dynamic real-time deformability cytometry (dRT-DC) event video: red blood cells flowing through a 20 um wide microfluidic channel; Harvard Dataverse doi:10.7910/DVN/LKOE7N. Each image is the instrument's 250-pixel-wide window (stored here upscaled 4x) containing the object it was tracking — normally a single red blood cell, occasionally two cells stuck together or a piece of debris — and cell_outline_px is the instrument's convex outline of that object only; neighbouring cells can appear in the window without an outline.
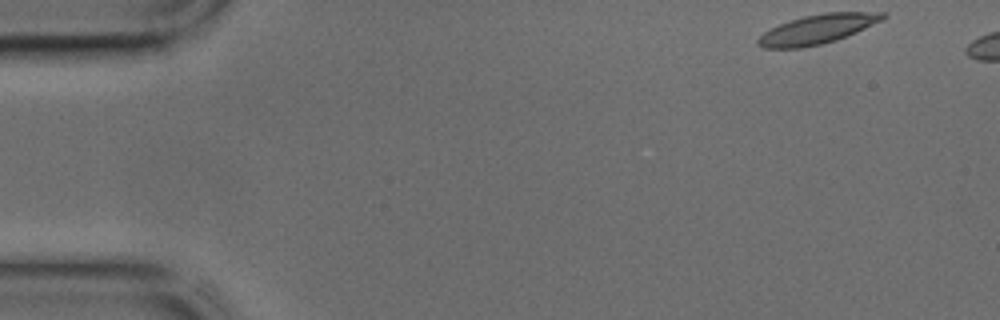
{"species": "common noctule bat (a hibernating species)", "species_latin": "Nyctalus noctula", "temperature_condition": "cold", "stored_images_in_passage": 5, "camera_frame_rate_fps": 3000, "um_per_image_px": 0.085, "animal": {"sex": "male", "body_mass_g": 17.9, "forearm_length_mm": 54.2}, "frame": {"image": 1, "passage_image": 1, "time_ms": 0.0, "image_size_px": [1000, 320], "cell_outline_px": [[888, 16], [884, 20], [856, 32], [836, 40], [820, 44], [800, 48], [764, 48], [756, 44], [756, 40], [764, 32], [780, 24], [804, 16], [824, 12], [884, 12]], "centroid_in_image_um": [69.51, 2.47], "position_along_channel_um": 15.5, "area_um2": 21.21}}